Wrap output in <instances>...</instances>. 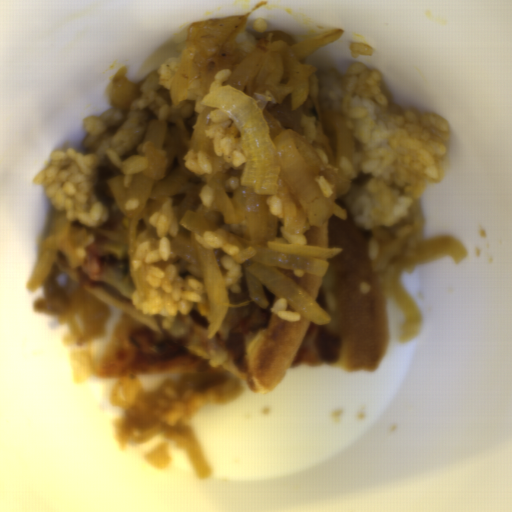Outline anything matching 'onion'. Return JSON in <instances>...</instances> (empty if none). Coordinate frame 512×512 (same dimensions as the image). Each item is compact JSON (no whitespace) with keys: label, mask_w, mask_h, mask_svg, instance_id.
Returning a JSON list of instances; mask_svg holds the SVG:
<instances>
[{"label":"onion","mask_w":512,"mask_h":512,"mask_svg":"<svg viewBox=\"0 0 512 512\" xmlns=\"http://www.w3.org/2000/svg\"><path fill=\"white\" fill-rule=\"evenodd\" d=\"M344 32L332 29L296 45L273 41L263 52L241 61L223 84L200 100L236 123L244 157L242 165L213 171L209 177L211 205L187 211L170 242L173 251L201 270L209 305L207 336L217 333L230 304L214 250L204 248L198 240L207 230L222 226L229 228L236 242L239 252L235 259L245 268L252 300L269 307L263 293L266 287L307 320L317 324L330 321V315L278 268L323 275L329 261L343 248L288 243L277 237L279 222L267 200L278 193V180H284L312 226H322L333 215L345 220L346 211L335 206V200L351 185L341 161L347 158L355 163V132L344 118L333 116L338 137L334 171L323 164L301 133L289 129L273 137L255 96L271 93L275 100H283L291 95L293 110L304 103L317 68L303 61L336 42Z\"/></svg>","instance_id":"1"},{"label":"onion","mask_w":512,"mask_h":512,"mask_svg":"<svg viewBox=\"0 0 512 512\" xmlns=\"http://www.w3.org/2000/svg\"><path fill=\"white\" fill-rule=\"evenodd\" d=\"M248 23L247 16L236 14L210 18L190 25V38L180 56L170 87V100L176 107L198 78L201 67L230 49Z\"/></svg>","instance_id":"2"},{"label":"onion","mask_w":512,"mask_h":512,"mask_svg":"<svg viewBox=\"0 0 512 512\" xmlns=\"http://www.w3.org/2000/svg\"><path fill=\"white\" fill-rule=\"evenodd\" d=\"M451 255L457 263L467 258V252L462 243L451 236H435L417 240L414 252L405 259L391 263L381 268L380 287L386 296H391L400 307L404 316L398 342H411L419 333L422 326L421 316L401 282L402 271L416 263Z\"/></svg>","instance_id":"3"},{"label":"onion","mask_w":512,"mask_h":512,"mask_svg":"<svg viewBox=\"0 0 512 512\" xmlns=\"http://www.w3.org/2000/svg\"><path fill=\"white\" fill-rule=\"evenodd\" d=\"M87 229L66 217L65 211L56 214L43 244L36 268L29 280V289H37L48 276L56 258L65 255L69 267H79L82 259L77 248L90 237Z\"/></svg>","instance_id":"4"}]
</instances>
